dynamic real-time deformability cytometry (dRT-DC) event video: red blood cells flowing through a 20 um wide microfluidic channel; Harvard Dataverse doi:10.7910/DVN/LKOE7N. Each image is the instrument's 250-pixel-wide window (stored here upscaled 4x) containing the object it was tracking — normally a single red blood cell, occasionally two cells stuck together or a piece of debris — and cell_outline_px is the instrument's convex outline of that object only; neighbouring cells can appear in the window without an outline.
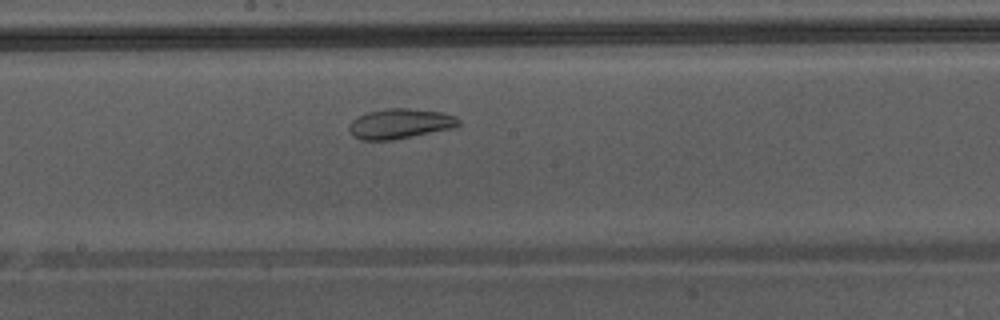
{"species": "Egyptian fruit bat (a non-hibernating species)", "species_latin": "Rousettus aegyptiacus", "temperature_condition": "warm", "stored_images_in_passage": 37, "camera_frame_rate_fps": 3000, "um_per_image_px": 0.085, "animal": {"sex": "male"}, "frame": {"image": 1, "passage_image": 16, "time_ms": 5.0, "image_size_px": [1000, 320], "cell_outline_px": [[460, 128], [392, 140], [360, 140], [352, 136], [348, 128], [348, 124], [352, 120], [368, 112], [388, 108], [408, 108], [440, 112], [456, 116], [460, 120]], "centroid_in_image_um": [34.05, 10.53], "position_along_channel_um": 214.1, "area_um2": 19.54}, "authors_computed_cell_mechanics": {"area_um2": 22.3686, "velocity_mm_per_s": 4.3215, "shape_relaxation_time_tau1_ms": null, "shape_relaxation_time_tau2_ms": 1.4811, "deformation_change_tau1": null, "deformation_change_tau2": 0.0636}}